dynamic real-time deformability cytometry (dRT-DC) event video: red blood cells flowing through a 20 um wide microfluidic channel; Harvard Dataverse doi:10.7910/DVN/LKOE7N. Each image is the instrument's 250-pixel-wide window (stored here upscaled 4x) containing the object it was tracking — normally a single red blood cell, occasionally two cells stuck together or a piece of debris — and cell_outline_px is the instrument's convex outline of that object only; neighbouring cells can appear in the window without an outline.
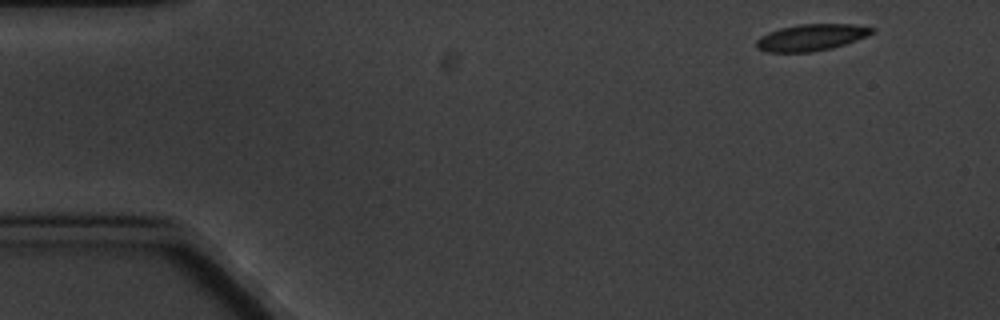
{"species": "common noctule bat (a hibernating species)", "species_latin": "Nyctalus noctula", "temperature_condition": "cold", "stored_images_in_passage": 5, "camera_frame_rate_fps": 3000, "um_per_image_px": 0.085, "animal": {"sex": "male", "body_mass_g": 20.1, "forearm_length_mm": 53.5}, "frame": {"image": 1, "passage_image": 1, "time_ms": 0.0, "image_size_px": [1000, 320], "cell_outline_px": [[876, 32], [868, 36], [832, 48], [812, 52], [768, 52], [756, 48], [756, 40], [760, 36], [768, 32], [780, 28], [800, 24], [856, 24], [876, 28]], "centroid_in_image_um": [68.98, 3.17], "position_along_channel_um": 16.0, "area_um2": 18.09}}